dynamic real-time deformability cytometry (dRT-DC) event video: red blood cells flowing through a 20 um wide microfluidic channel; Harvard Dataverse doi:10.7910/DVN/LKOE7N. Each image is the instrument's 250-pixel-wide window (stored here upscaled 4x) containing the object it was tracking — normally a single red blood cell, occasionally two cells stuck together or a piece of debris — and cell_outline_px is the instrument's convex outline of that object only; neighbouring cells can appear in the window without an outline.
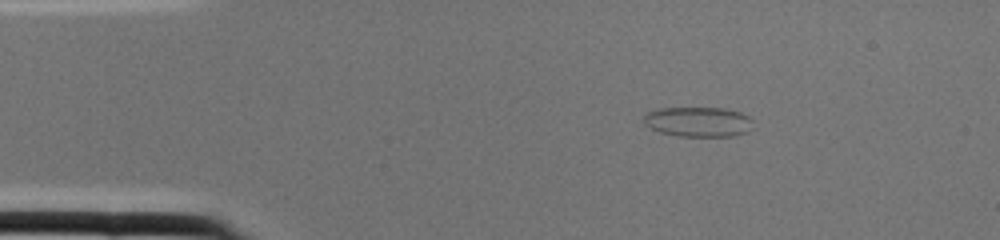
{"species": "common noctule bat (a hibernating species)", "species_latin": "Nyctalus noctula", "temperature_condition": "cold", "stored_images_in_passage": 1, "camera_frame_rate_fps": 3000, "um_per_image_px": 0.085, "animal": {"sex": "female", "body_mass_g": 22.0, "forearm_length_mm": 56.7}, "frame": {"image": 1, "passage_image": 1, "time_ms": 0.0, "image_size_px": [1000, 240], "cell_outline_px": [[752, 120], [748, 132], [732, 136], [676, 136], [660, 132], [644, 124], [644, 112], [660, 108], [724, 108], [740, 112], [748, 116]], "centroid_in_image_um": [59.32, 10.35], "position_along_channel_um": 25.7, "area_um2": 19.07}}